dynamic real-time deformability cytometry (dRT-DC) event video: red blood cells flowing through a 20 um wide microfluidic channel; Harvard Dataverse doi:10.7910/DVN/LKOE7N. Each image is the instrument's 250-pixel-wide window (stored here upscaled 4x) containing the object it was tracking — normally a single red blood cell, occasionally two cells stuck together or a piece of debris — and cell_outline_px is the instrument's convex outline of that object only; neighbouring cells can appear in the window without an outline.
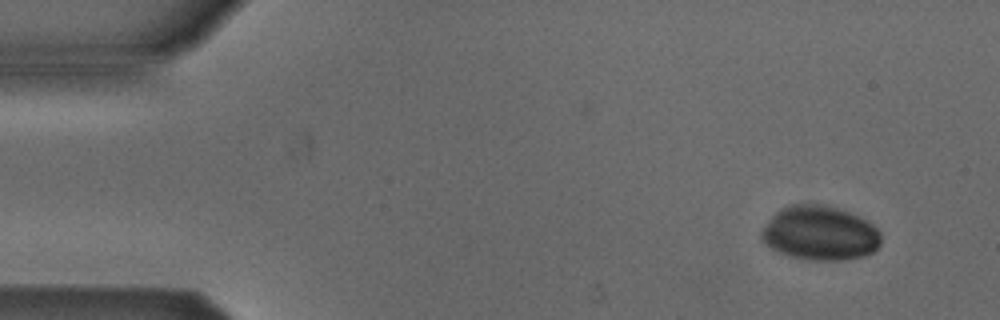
{"species": "Egyptian fruit bat (a non-hibernating species)", "species_latin": "Rousettus aegyptiacus", "temperature_condition": "cold", "stored_images_in_passage": 4, "camera_frame_rate_fps": 3000, "um_per_image_px": 0.085, "animal": {"sex": "male"}, "frame": {"image": 1, "passage_image": 1, "time_ms": 0.0, "image_size_px": [1000, 320], "cell_outline_px": [[880, 244], [872, 252], [864, 256], [848, 260], [804, 260], [788, 256], [776, 252], [764, 244], [760, 240], [760, 232], [772, 216], [776, 212], [792, 204], [820, 204], [836, 208], [848, 212], [872, 224], [880, 232]], "centroid_in_image_um": [69.65, 19.85], "position_along_channel_um": 15.4, "area_um2": 37.92}}